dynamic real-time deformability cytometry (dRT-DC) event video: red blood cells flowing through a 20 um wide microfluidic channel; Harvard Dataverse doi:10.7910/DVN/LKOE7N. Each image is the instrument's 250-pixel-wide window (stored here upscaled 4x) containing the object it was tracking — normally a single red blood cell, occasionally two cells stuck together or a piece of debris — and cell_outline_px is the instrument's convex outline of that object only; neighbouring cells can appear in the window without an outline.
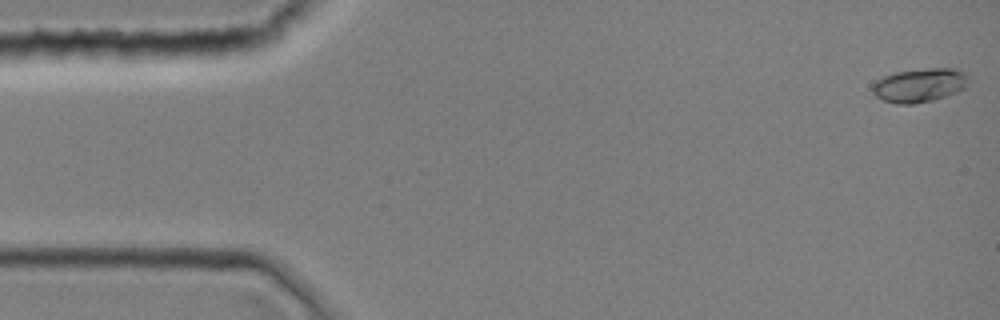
{"species": "common noctule bat (a hibernating species)", "species_latin": "Nyctalus noctula", "temperature_condition": "room temperature", "stored_images_in_passage": 8, "camera_frame_rate_fps": 3000, "um_per_image_px": 0.085, "animal": {"sex": "female", "body_mass_g": 19.0, "forearm_length_mm": 51.5}, "frame": {"image": 1, "passage_image": 1, "time_ms": 0.0, "image_size_px": [1000, 320], "cell_outline_px": [[968, 76], [964, 88], [956, 92], [932, 100], [912, 104], [896, 104], [884, 100], [876, 96], [872, 92], [872, 84], [876, 80], [884, 76], [896, 72], [928, 68], [960, 68]], "centroid_in_image_um": [78.14, 7.23], "position_along_channel_um": 6.9, "area_um2": 18.84}}